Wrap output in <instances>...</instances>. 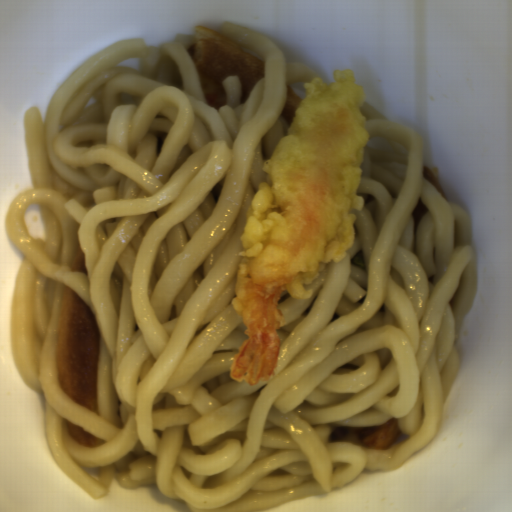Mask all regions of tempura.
<instances>
[{
	"mask_svg": "<svg viewBox=\"0 0 512 512\" xmlns=\"http://www.w3.org/2000/svg\"><path fill=\"white\" fill-rule=\"evenodd\" d=\"M332 76L330 85L320 77L302 83L305 96L263 163L268 176L246 212L231 300L248 336L229 368L240 383L273 380L282 347L278 330L287 324L277 308L283 293L313 296L304 284L319 278L320 263L343 261L355 242L358 216L351 210L364 208L357 192L371 139L360 110L367 92L351 68Z\"/></svg>",
	"mask_w": 512,
	"mask_h": 512,
	"instance_id": "obj_1",
	"label": "tempura"
}]
</instances>
